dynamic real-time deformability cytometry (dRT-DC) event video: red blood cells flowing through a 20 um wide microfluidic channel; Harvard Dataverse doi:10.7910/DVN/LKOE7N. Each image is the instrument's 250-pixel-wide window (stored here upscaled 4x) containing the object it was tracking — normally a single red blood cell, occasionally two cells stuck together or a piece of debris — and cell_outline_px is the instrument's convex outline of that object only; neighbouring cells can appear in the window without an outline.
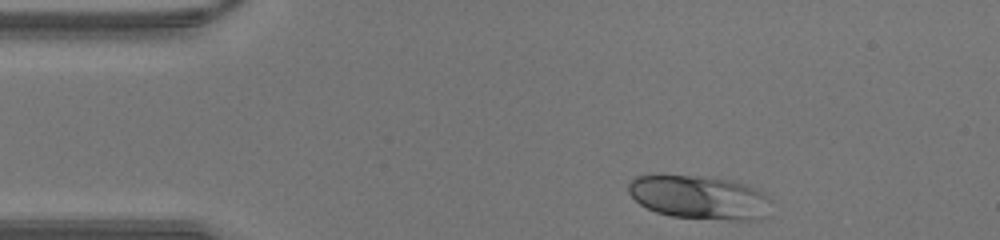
{"species": "human", "species_latin": "Homo sapiens", "temperature_condition": "warm", "stored_images_in_passage": 29, "camera_frame_rate_fps": 3000, "um_per_image_px": 0.085, "donor": {"sex": "male"}, "frame": {"image": 1, "passage_image": 1, "time_ms": 0.0, "image_size_px": [1000, 240], "cell_outline_px": [[768, 200], [764, 216], [760, 220], [732, 220], [672, 216], [656, 212], [640, 204], [628, 192], [628, 184], [636, 176], [692, 176], [732, 180], [756, 188]], "centroid_in_image_um": [59.41, 16.78], "position_along_channel_um": 25.6, "area_um2": 35.49}}
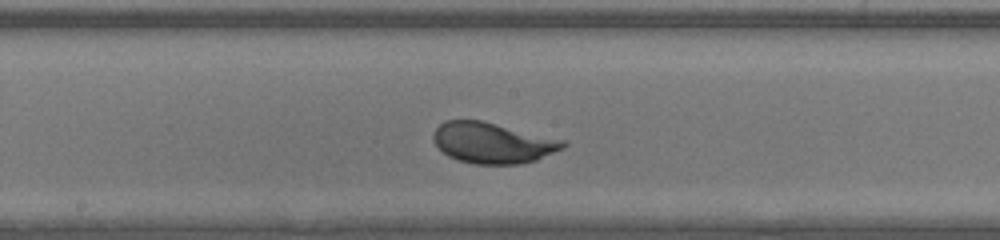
{"frame": {"image": 2, "passage_image": 16, "time_ms": 5.0, "image_size_px": [1000, 240], "cell_outline_px": [[568, 144], [564, 148], [536, 160], [520, 164], [472, 164], [456, 160], [448, 156], [432, 140], [432, 136], [436, 128], [444, 120], [480, 120], [568, 140]], "centroid_in_image_um": [41.9, 12.14], "position_along_channel_um": 206.3, "area_um2": 31.1}}
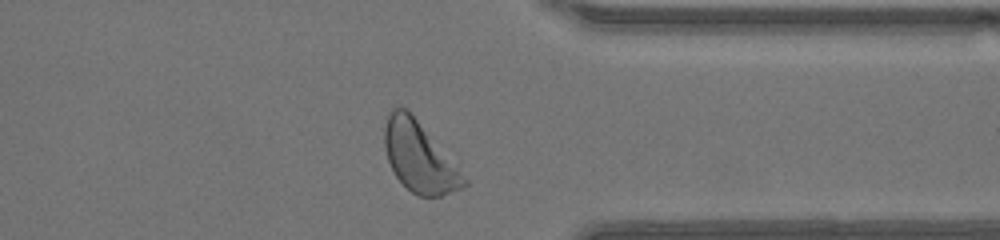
{"frame": {"image": 3, "passage_image": 27, "time_ms": 8.667, "image_size_px": [1000, 240], "cell_outline_px": [[468, 184], [464, 188], [440, 196], [420, 196], [412, 192], [396, 176], [388, 160], [384, 148], [384, 128], [388, 116], [392, 108], [400, 104], [408, 108], [468, 180]], "centroid_in_image_um": [35.62, 13.31], "position_along_channel_um": 375.8, "area_um2": 32.19}}